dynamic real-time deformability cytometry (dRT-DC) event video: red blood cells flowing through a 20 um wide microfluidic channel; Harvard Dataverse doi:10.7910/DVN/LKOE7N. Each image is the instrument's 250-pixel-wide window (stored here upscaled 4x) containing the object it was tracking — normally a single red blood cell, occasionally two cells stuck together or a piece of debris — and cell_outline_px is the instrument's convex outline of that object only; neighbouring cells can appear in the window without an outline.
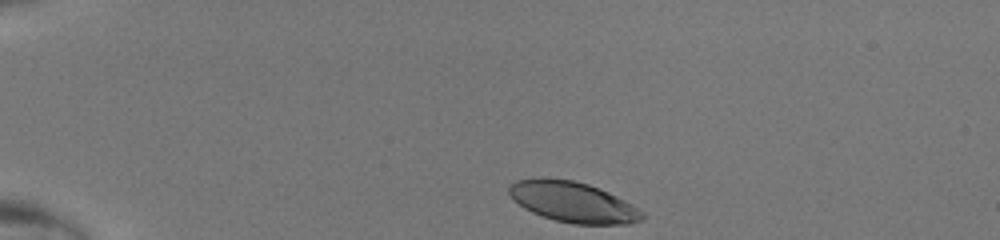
{"species": "human", "species_latin": "Homo sapiens", "temperature_condition": "room temperature", "stored_images_in_passage": 38, "camera_frame_rate_fps": 3000, "um_per_image_px": 0.085, "donor": {"sex": "male"}, "frame": {"image": 1, "passage_image": 1, "time_ms": 0.0, "image_size_px": [1000, 240], "cell_outline_px": [[644, 220], [628, 224], [572, 224], [540, 216], [524, 208], [512, 200], [508, 192], [508, 188], [516, 180], [548, 176], [572, 180], [588, 184], [608, 192], [632, 204], [644, 212]], "centroid_in_image_um": [48.68, 17.16], "position_along_channel_um": 36.3, "area_um2": 31.79}}
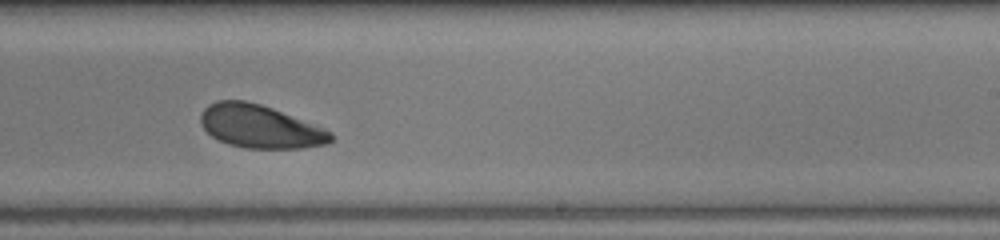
{"frame": {"image": 2, "passage_image": 22, "time_ms": 7.0, "image_size_px": [1000, 240], "cell_outline_px": [[332, 140], [328, 144], [300, 148], [244, 148], [228, 144], [212, 136], [200, 124], [200, 112], [208, 104], [216, 100], [244, 100], [260, 104], [272, 108], [324, 128], [332, 132]], "centroid_in_image_um": [22.08, 10.75], "position_along_channel_um": 266.9, "area_um2": 32.66}}
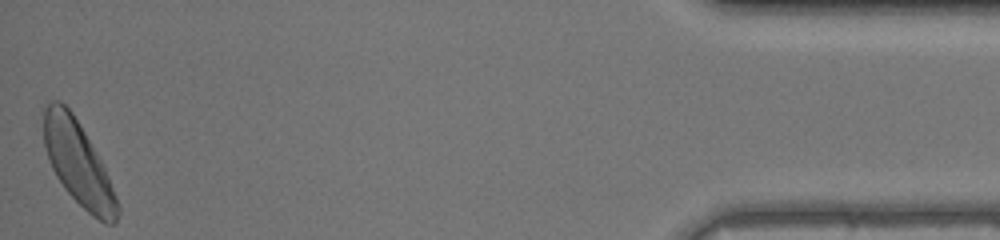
{"frame": {"image": 3, "passage_image": 38, "time_ms": 12.333, "image_size_px": [1000, 240], "cell_outline_px": [[120, 212], [116, 224], [104, 224], [92, 216], [64, 188], [56, 176], [48, 160], [44, 144], [44, 108], [52, 100], [60, 100], [72, 112], [96, 152], [108, 176], [116, 196], [120, 208]], "centroid_in_image_um": [6.65, 13.92], "position_along_channel_um": 428.5, "area_um2": 35.6}}